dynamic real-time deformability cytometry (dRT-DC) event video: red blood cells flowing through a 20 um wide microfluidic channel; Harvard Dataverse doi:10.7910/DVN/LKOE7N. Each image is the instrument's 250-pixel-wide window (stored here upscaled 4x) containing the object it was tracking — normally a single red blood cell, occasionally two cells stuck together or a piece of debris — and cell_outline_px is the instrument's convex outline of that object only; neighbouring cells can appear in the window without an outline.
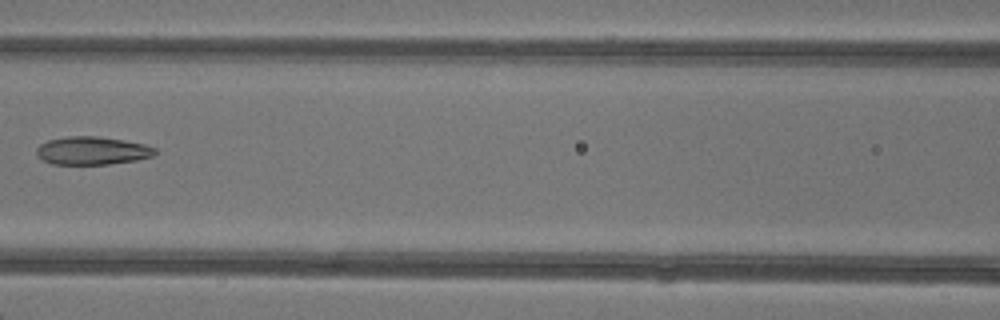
{"species": "common noctule bat (a hibernating species)", "species_latin": "Nyctalus noctula", "temperature_condition": "warm", "stored_images_in_passage": 7, "camera_frame_rate_fps": 3000, "um_per_image_px": 0.085, "animal": {"sex": "female"}, "frame": {"image": 1, "passage_image": 6, "time_ms": 6.0, "image_size_px": [1000, 320], "cell_outline_px": [[156, 152], [152, 156], [136, 160], [108, 164], [52, 164], [36, 156], [36, 148], [40, 144], [48, 140], [68, 136], [96, 136], [124, 140], [144, 144], [156, 148]], "centroid_in_image_um": [7.81, 12.8], "position_along_channel_um": 158.8, "area_um2": 19.36}}
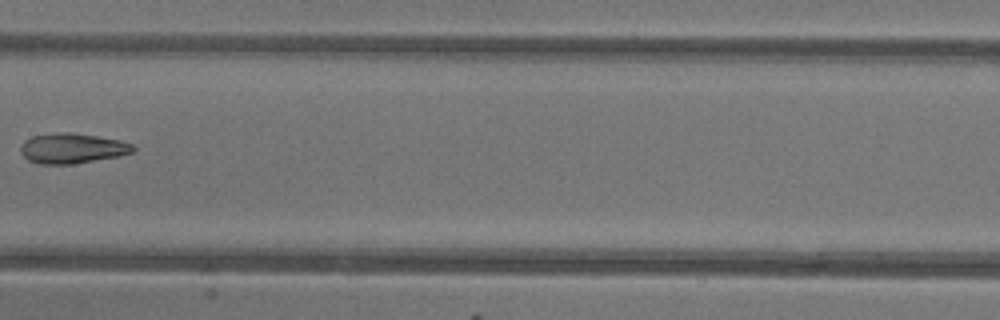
{"frame": {"image": 2, "passage_image": 7, "time_ms": 7.0, "image_size_px": [1000, 320], "cell_outline_px": [[136, 148], [132, 152], [120, 156], [72, 164], [40, 164], [28, 160], [20, 152], [20, 144], [24, 140], [32, 136], [60, 132], [68, 132], [96, 136], [120, 140], [132, 144]], "centroid_in_image_um": [6.12, 12.61], "position_along_channel_um": 201.3, "area_um2": 19.77}}